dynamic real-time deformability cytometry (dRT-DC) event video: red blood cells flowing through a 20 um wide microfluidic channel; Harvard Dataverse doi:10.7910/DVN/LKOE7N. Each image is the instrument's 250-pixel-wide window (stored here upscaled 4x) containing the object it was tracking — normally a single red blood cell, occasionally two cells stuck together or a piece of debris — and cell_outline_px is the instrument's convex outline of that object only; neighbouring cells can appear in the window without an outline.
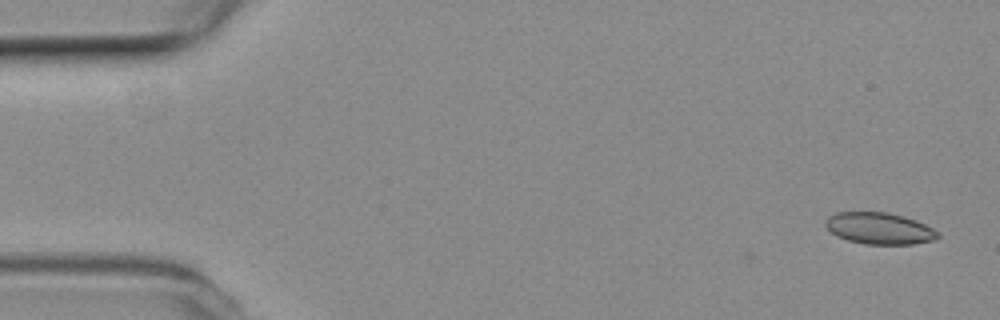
{"species": "common noctule bat (a hibernating species)", "species_latin": "Nyctalus noctula", "temperature_condition": "room temperature", "stored_images_in_passage": 2, "camera_frame_rate_fps": 3000, "um_per_image_px": 0.085, "animal": {"sex": "female", "body_mass_g": 19.3, "forearm_length_mm": 54.1}, "frame": {"image": 1, "passage_image": 2, "time_ms": 0.333, "image_size_px": [1000, 320], "cell_outline_px": [[940, 236], [936, 240], [912, 244], [864, 244], [848, 240], [836, 236], [824, 224], [824, 220], [828, 216], [836, 212], [888, 212], [904, 216], [916, 220], [940, 232]], "centroid_in_image_um": [74.76, 19.41], "position_along_channel_um": 10.2, "area_um2": 20.87}}